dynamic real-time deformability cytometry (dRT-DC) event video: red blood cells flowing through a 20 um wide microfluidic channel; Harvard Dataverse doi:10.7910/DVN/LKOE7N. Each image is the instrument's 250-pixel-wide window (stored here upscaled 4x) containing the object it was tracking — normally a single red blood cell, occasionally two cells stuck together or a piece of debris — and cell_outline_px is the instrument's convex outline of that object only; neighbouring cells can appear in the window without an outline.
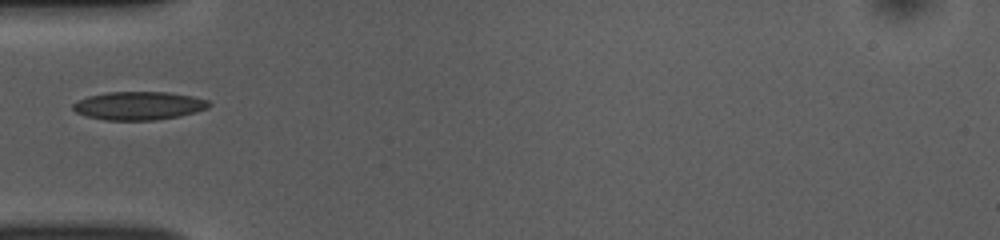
{"species": "common noctule bat (a hibernating species)", "species_latin": "Nyctalus noctula", "temperature_condition": "room temperature", "stored_images_in_passage": 36, "camera_frame_rate_fps": 3000, "um_per_image_px": 0.085, "animal": {"sex": "female", "body_mass_g": 10.0, "forearm_length_mm": 53.1}, "frame": {"image": 1, "passage_image": 1, "time_ms": 0.0, "image_size_px": [1000, 240], "cell_outline_px": [[212, 104], [208, 108], [196, 112], [180, 116], [156, 120], [104, 120], [88, 116], [76, 112], [72, 108], [72, 104], [88, 96], [108, 92], [168, 92], [192, 96], [208, 100]], "centroid_in_image_um": [11.83, 8.99], "position_along_channel_um": 73.2, "area_um2": 22.43}}
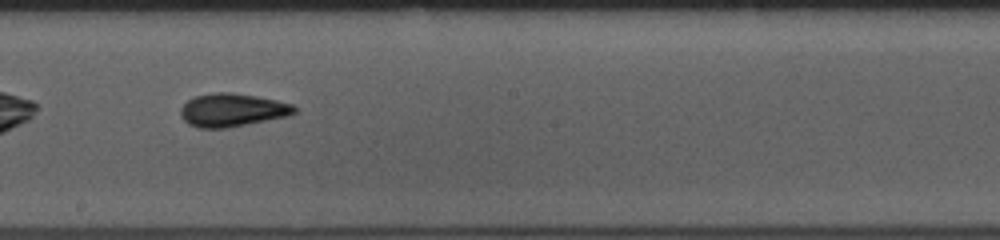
{"frame": {"image": 2, "passage_image": 13, "time_ms": 4.0, "image_size_px": [1000, 240], "cell_outline_px": [[296, 112], [288, 116], [228, 128], [196, 128], [188, 124], [180, 116], [180, 108], [188, 100], [196, 96], [212, 92], [232, 92], [256, 96], [276, 100], [292, 104], [296, 108]], "centroid_in_image_um": [19.72, 9.36], "position_along_channel_um": 228.5, "area_um2": 22.14}}
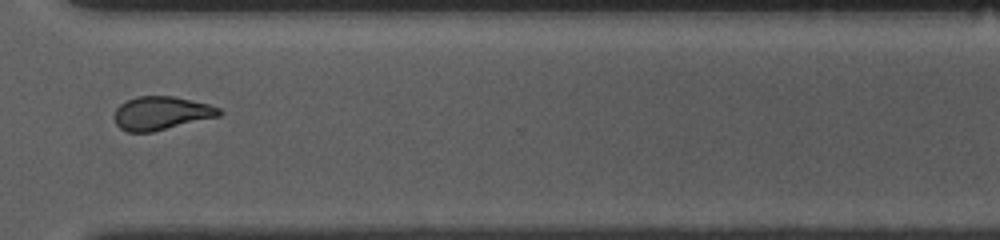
{"frame": {"image": 3, "passage_image": 23, "time_ms": 7.333, "image_size_px": [1000, 240], "cell_outline_px": [[224, 112], [220, 116], [152, 132], [128, 132], [120, 128], [116, 124], [116, 108], [120, 104], [136, 96], [172, 96], [208, 104], [220, 108]], "centroid_in_image_um": [13.73, 9.62], "position_along_channel_um": 356.9, "area_um2": 20.29}}